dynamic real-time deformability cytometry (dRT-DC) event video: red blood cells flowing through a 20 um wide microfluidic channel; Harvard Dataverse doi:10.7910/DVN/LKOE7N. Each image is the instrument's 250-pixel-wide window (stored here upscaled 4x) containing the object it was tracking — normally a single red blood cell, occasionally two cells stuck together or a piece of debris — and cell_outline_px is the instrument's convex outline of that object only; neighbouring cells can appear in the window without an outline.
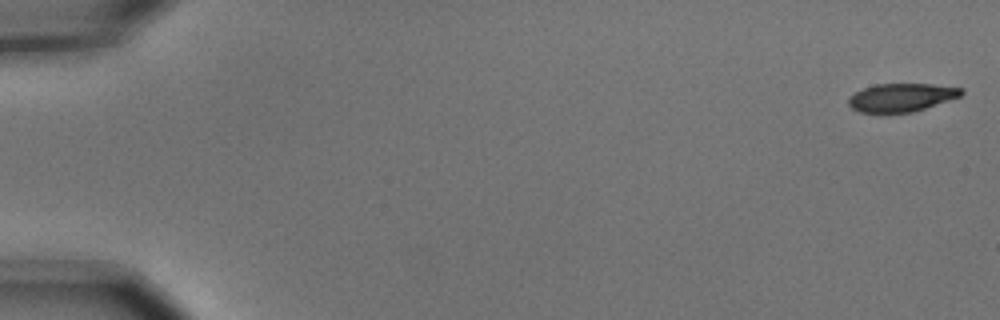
{"species": "common noctule bat (a hibernating species)", "species_latin": "Nyctalus noctula", "temperature_condition": "cold", "stored_images_in_passage": 6, "segment_of_instrument_passage": [1, 2], "camera_frame_rate_fps": 3000, "um_per_image_px": 0.085, "animal": {"sex": "male", "body_mass_g": 15.6}, "frame": {"image": 1, "passage_image": 1, "time_ms": 0.0, "image_size_px": [1000, 320], "cell_outline_px": [[964, 92], [960, 96], [912, 112], [860, 112], [852, 108], [848, 104], [848, 100], [856, 92], [864, 88], [876, 84], [932, 84], [964, 88]], "centroid_in_image_um": [76.63, 8.27], "position_along_channel_um": 8.4, "area_um2": 18.21}}
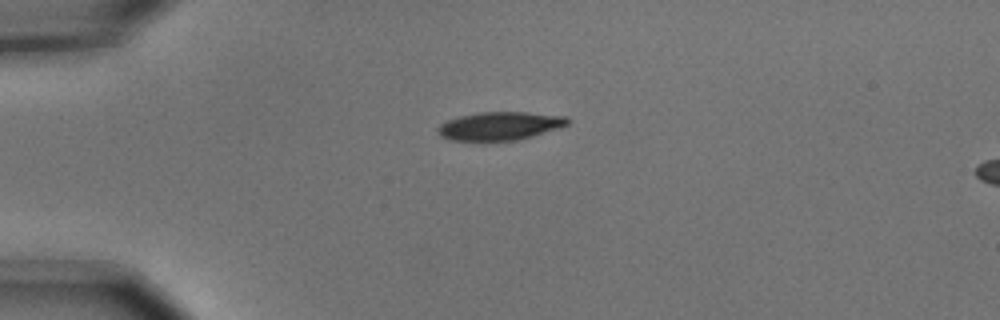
{"frame": {"image": 2, "passage_image": 5, "time_ms": 1.333, "image_size_px": [1000, 320], "cell_outline_px": [[572, 120], [568, 124], [532, 136], [516, 140], [452, 140], [440, 136], [436, 132], [436, 128], [440, 124], [448, 120], [460, 116], [476, 112], [524, 112], [568, 116]], "centroid_in_image_um": [42.47, 10.69], "position_along_channel_um": 42.5, "area_um2": 21.27}}